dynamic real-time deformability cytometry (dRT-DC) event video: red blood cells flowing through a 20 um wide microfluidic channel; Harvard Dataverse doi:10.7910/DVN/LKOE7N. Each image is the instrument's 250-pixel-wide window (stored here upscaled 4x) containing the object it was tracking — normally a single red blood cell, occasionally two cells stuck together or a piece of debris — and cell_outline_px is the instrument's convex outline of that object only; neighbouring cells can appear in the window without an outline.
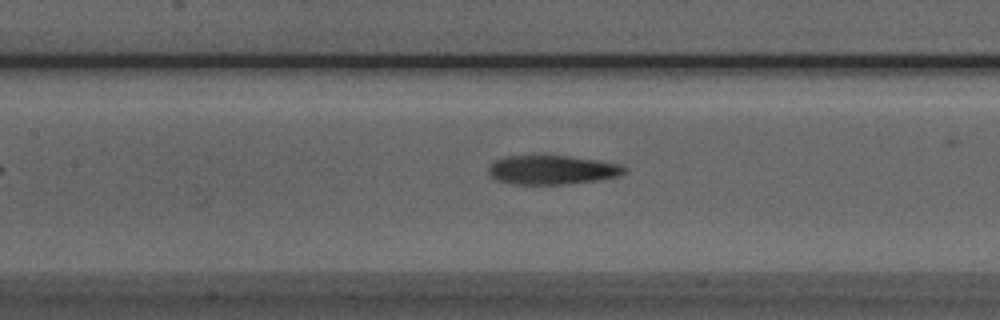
{"species": "Egyptian fruit bat (a non-hibernating species)", "species_latin": "Rousettus aegyptiacus", "temperature_condition": "room temperature", "stored_images_in_passage": 27, "camera_frame_rate_fps": 3000, "um_per_image_px": 0.085, "animal": {"sex": "male"}, "frame": {"image": 1, "passage_image": 9, "time_ms": 2.667, "image_size_px": [1000, 320], "cell_outline_px": [[628, 172], [616, 176], [596, 180], [560, 184], [516, 184], [496, 180], [488, 172], [488, 164], [492, 160], [504, 156], [568, 156], [596, 160], [620, 164], [628, 168]], "centroid_in_image_um": [46.89, 14.43], "position_along_channel_um": 160.5, "area_um2": 22.95}}
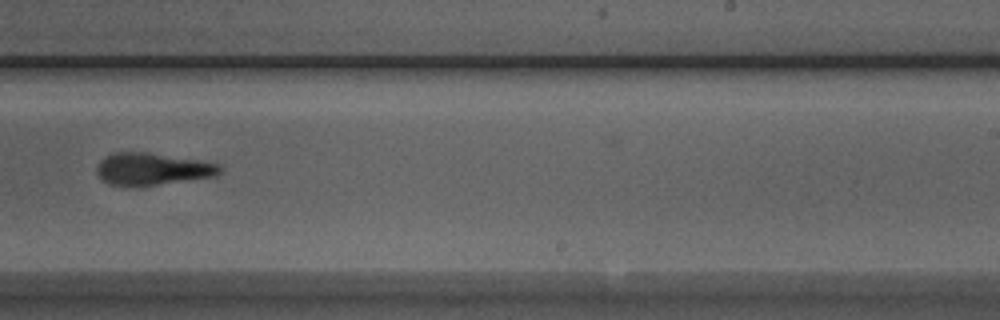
{"frame": {"image": 2, "passage_image": 18, "time_ms": 5.667, "image_size_px": [1000, 320], "cell_outline_px": [[224, 168], [216, 176], [156, 184], [108, 184], [96, 172], [96, 168], [100, 160], [104, 156], [112, 152], [148, 152], [220, 164]], "centroid_in_image_um": [12.95, 14.33], "position_along_channel_um": 276.1, "area_um2": 22.48}}
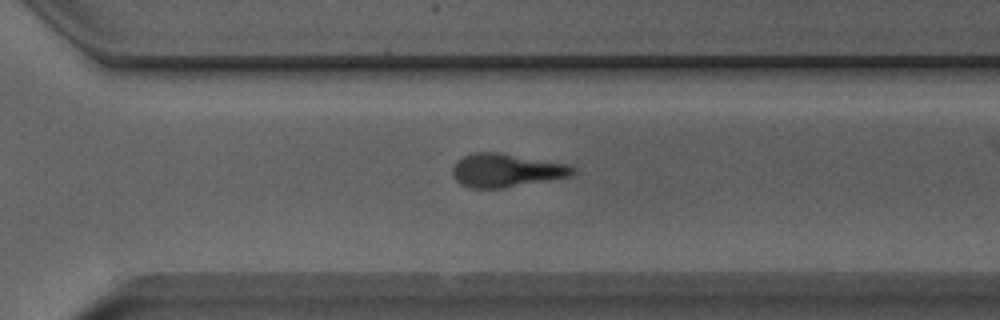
{"frame": {"image": 3, "passage_image": 22, "time_ms": 7.0, "image_size_px": [1000, 320], "cell_outline_px": [[576, 172], [572, 176], [504, 188], [472, 188], [460, 184], [452, 176], [452, 168], [464, 156], [472, 152], [500, 152], [572, 164], [576, 168]], "centroid_in_image_um": [43.09, 14.47], "position_along_channel_um": 327.5, "area_um2": 23.76}}